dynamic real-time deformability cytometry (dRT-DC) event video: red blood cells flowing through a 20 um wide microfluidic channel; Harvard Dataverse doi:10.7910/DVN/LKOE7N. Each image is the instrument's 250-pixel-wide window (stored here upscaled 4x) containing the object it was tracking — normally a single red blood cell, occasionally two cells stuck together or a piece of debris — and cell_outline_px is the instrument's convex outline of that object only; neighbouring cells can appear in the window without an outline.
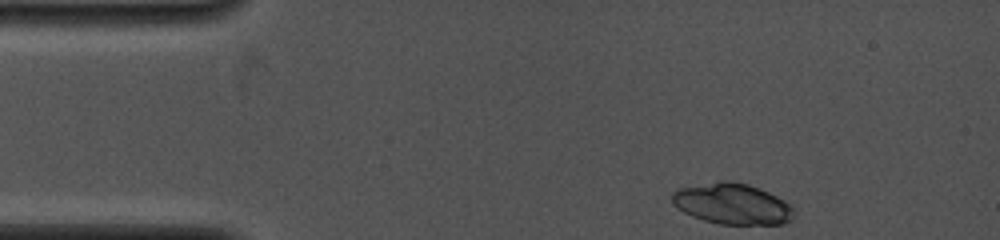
{"species": "common noctule bat (a hibernating species)", "species_latin": "Nyctalus noctula", "temperature_condition": "cold", "stored_images_in_passage": 5, "camera_frame_rate_fps": 4000, "um_per_image_px": 0.085, "animal": {"sex": "female", "body_mass_g": 19.0, "forearm_length_mm": 53.3}, "frame": {"image": 1, "passage_image": 1, "time_ms": 0.0, "image_size_px": [1000, 240], "cell_outline_px": [[796, 208], [792, 220], [784, 224], [720, 224], [704, 220], [692, 216], [676, 208], [672, 204], [672, 192], [676, 188], [720, 180], [728, 180], [748, 184], [768, 192], [784, 200]], "centroid_in_image_um": [62.24, 17.32], "position_along_channel_um": 22.8, "area_um2": 29.42}}